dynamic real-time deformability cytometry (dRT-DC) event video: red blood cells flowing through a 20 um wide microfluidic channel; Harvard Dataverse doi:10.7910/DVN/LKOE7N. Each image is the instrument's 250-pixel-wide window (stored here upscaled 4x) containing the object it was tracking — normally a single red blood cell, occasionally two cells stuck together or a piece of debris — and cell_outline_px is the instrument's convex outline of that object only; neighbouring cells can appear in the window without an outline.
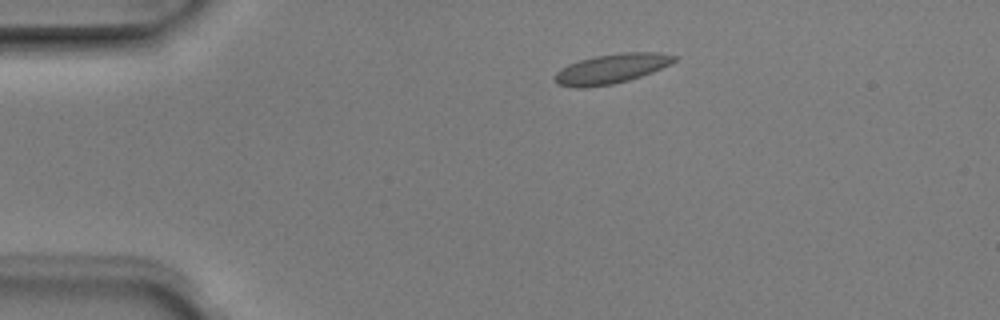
{"species": "Egyptian fruit bat (a non-hibernating species)", "species_latin": "Rousettus aegyptiacus", "temperature_condition": "room temperature", "stored_images_in_passage": 4, "camera_frame_rate_fps": 3000, "um_per_image_px": 0.085, "animal": {"sex": "male"}, "frame": {"image": 1, "passage_image": 2, "time_ms": 0.333, "image_size_px": [1000, 320], "cell_outline_px": [[676, 60], [652, 72], [628, 80], [612, 84], [584, 88], [576, 88], [556, 84], [552, 80], [552, 76], [560, 68], [568, 64], [580, 60], [596, 56], [620, 52], [656, 52], [676, 56]], "centroid_in_image_um": [51.87, 5.85], "position_along_channel_um": 33.1, "area_um2": 20.63}}
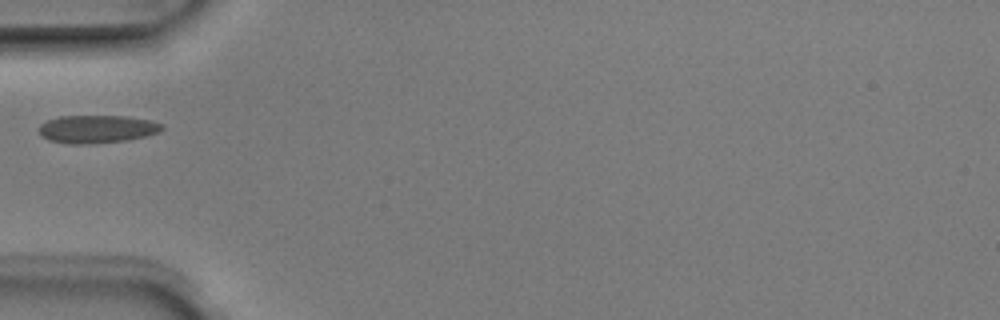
{"frame": {"image": 2, "passage_image": 4, "time_ms": 1.0, "image_size_px": [1000, 320], "cell_outline_px": [[164, 128], [160, 132], [128, 140], [92, 144], [68, 144], [48, 140], [40, 136], [36, 128], [40, 124], [48, 120], [60, 116], [124, 116], [152, 120], [164, 124]], "centroid_in_image_um": [8.22, 10.97], "position_along_channel_um": 76.8, "area_um2": 20.4}}